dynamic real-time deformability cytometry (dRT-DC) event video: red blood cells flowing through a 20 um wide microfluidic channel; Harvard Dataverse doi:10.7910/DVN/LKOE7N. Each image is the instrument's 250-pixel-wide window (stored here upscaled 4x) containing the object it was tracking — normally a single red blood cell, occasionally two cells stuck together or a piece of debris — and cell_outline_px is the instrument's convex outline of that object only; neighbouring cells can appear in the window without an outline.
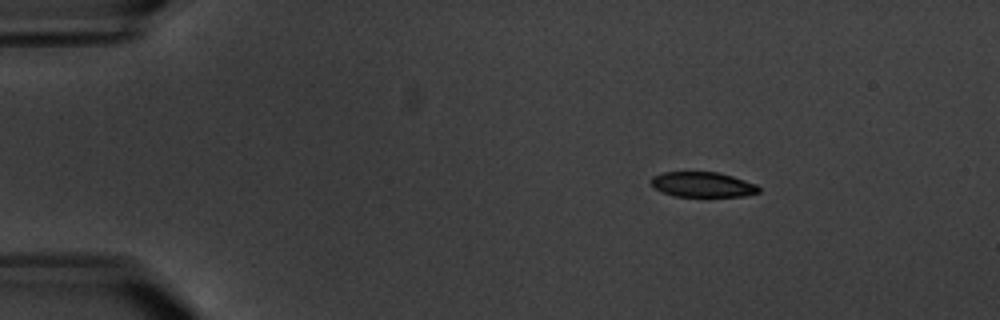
{"species": "common noctule bat (a hibernating species)", "species_latin": "Nyctalus noctula", "temperature_condition": "warm", "stored_images_in_passage": 9, "camera_frame_rate_fps": 3000, "um_per_image_px": 0.085, "animal": {"sex": "male", "body_mass_g": 20.1, "forearm_length_mm": 53.5}, "frame": {"image": 1, "passage_image": 3, "time_ms": 2.333, "image_size_px": [1000, 320], "cell_outline_px": [[760, 192], [744, 196], [672, 196], [660, 192], [652, 184], [652, 176], [664, 172], [716, 172], [732, 176], [756, 184], [760, 188]], "centroid_in_image_um": [59.72, 15.69], "position_along_channel_um": 25.3, "area_um2": 15.66}}
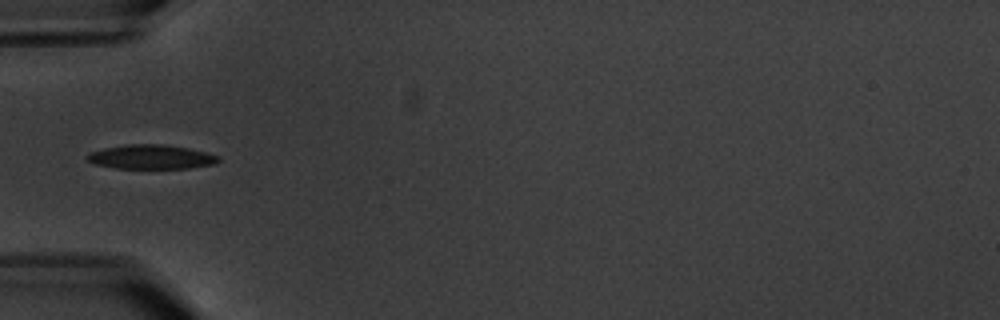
{"frame": {"image": 2, "passage_image": 6, "time_ms": 6.0, "image_size_px": [1000, 320], "cell_outline_px": [[220, 160], [216, 164], [188, 168], [116, 168], [96, 164], [88, 160], [84, 156], [88, 152], [104, 148], [128, 144], [160, 144], [188, 148], [220, 156]], "centroid_in_image_um": [12.83, 13.34], "position_along_channel_um": 72.2, "area_um2": 18.5}}
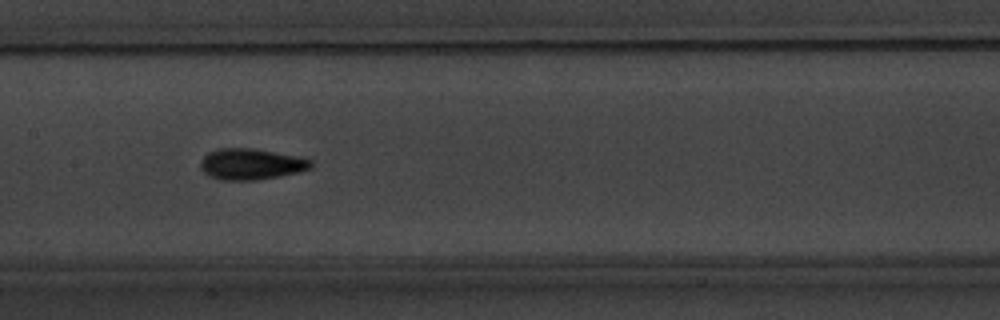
{"frame": {"image": 3, "passage_image": 9, "time_ms": 9.333, "image_size_px": [1000, 320], "cell_outline_px": [[312, 168], [280, 176], [256, 180], [220, 180], [208, 176], [200, 168], [200, 160], [208, 152], [216, 148], [252, 148], [296, 156], [312, 160]], "centroid_in_image_um": [21.29, 13.95], "position_along_channel_um": 186.1, "area_um2": 20.06}}